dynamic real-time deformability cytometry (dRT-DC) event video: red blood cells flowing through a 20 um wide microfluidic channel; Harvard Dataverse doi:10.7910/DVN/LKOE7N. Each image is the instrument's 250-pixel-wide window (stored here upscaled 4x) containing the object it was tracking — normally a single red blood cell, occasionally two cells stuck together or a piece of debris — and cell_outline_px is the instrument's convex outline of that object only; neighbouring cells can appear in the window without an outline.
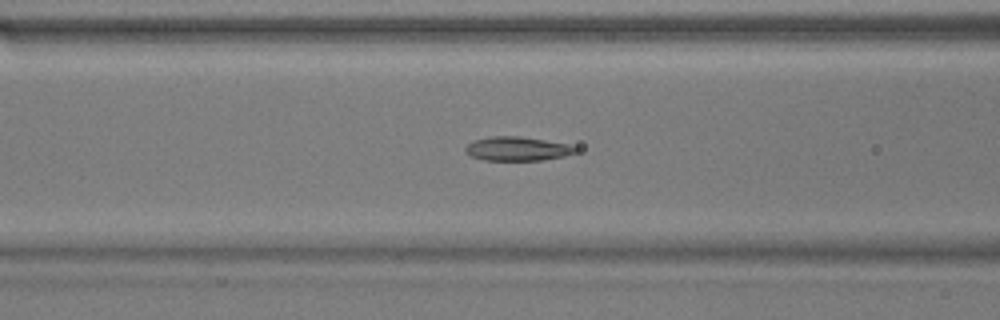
{"species": "common noctule bat (a hibernating species)", "species_latin": "Nyctalus noctula", "temperature_condition": "warm", "stored_images_in_passage": 38, "camera_frame_rate_fps": 3000, "um_per_image_px": 0.085, "animal": {"sex": "male", "body_mass_g": 17.9}, "frame": {"image": 1, "passage_image": 10, "time_ms": 3.0, "image_size_px": [1000, 320], "cell_outline_px": [[576, 152], [564, 156], [544, 160], [484, 160], [472, 156], [464, 152], [464, 148], [472, 140], [492, 136], [520, 136], [568, 144], [576, 148]], "centroid_in_image_um": [43.93, 12.64], "position_along_channel_um": 122.7, "area_um2": 15.37}}
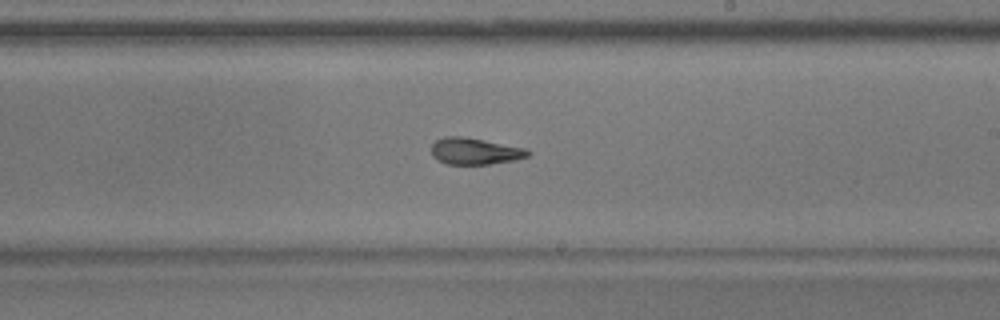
{"frame": {"image": 2, "passage_image": 20, "time_ms": 6.333, "image_size_px": [1000, 320], "cell_outline_px": [[532, 152], [528, 156], [516, 160], [488, 164], [448, 164], [432, 156], [432, 144], [436, 140], [444, 136], [460, 136], [484, 140], [524, 148]], "centroid_in_image_um": [40.37, 12.85], "position_along_channel_um": 248.6, "area_um2": 14.8}}
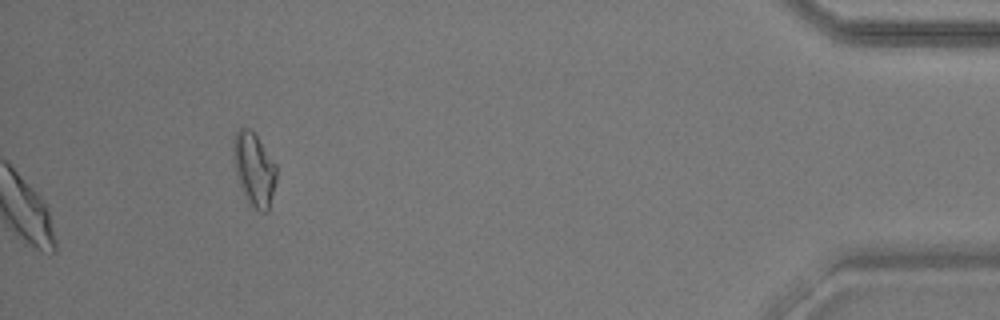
{"frame": {"image": 3, "passage_image": 38, "time_ms": 12.333, "image_size_px": [1000, 320], "cell_outline_px": [[276, 180], [268, 212], [260, 212], [248, 204], [240, 184], [236, 172], [232, 152], [232, 140], [236, 132], [240, 128], [248, 128], [256, 136], [276, 164]], "centroid_in_image_um": [21.59, 14.4], "position_along_channel_um": 413.6, "area_um2": 18.26}, "authors_computed_cell_mechanics": {"area_um2": 15.4615, "velocity_mm_per_s": 3.7836, "shape_relaxation_time_tau1_ms": 7.9483, "shape_relaxation_time_tau2_ms": 1.7683, "deformation_change_tau1": 0.1892, "deformation_change_tau2": 0.0786}}